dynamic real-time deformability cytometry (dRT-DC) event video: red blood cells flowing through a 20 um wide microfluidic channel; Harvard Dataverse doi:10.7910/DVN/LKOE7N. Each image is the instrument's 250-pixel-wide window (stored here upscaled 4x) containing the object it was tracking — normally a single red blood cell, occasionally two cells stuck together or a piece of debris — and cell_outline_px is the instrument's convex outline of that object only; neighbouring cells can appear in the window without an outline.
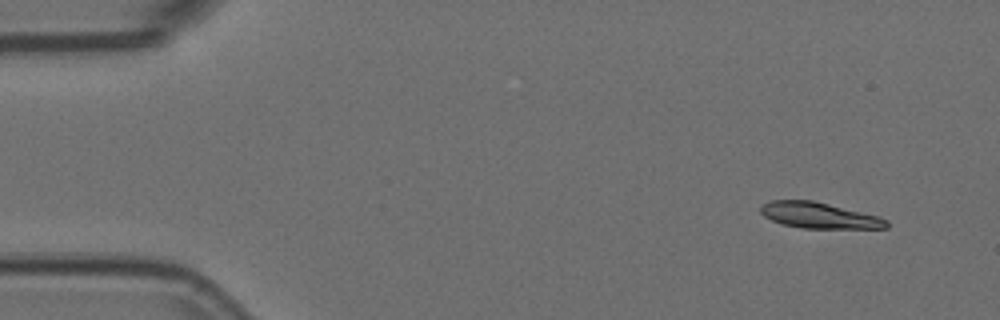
{"species": "Egyptian fruit bat (a non-hibernating species)", "species_latin": "Rousettus aegyptiacus", "temperature_condition": "room temperature", "stored_images_in_passage": 51, "camera_frame_rate_fps": 3000, "um_per_image_px": 0.085, "animal": {"sex": "female"}, "frame": {"image": 1, "passage_image": 1, "time_ms": 0.0, "image_size_px": [1000, 320], "cell_outline_px": [[888, 228], [804, 228], [784, 224], [772, 220], [764, 216], [760, 212], [760, 208], [764, 204], [772, 200], [812, 200], [880, 216], [888, 220]], "centroid_in_image_um": [69.66, 18.3], "position_along_channel_um": 15.3, "area_um2": 18.84}}
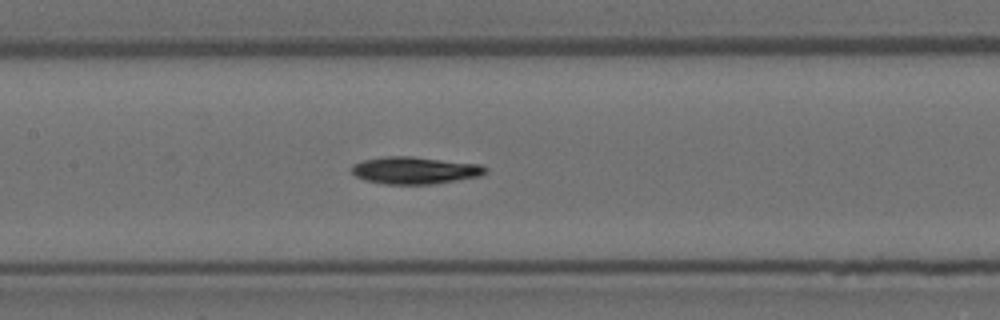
{"frame": {"image": 2, "passage_image": 22, "time_ms": 7.0, "image_size_px": [1000, 320], "cell_outline_px": [[488, 168], [480, 176], [432, 184], [384, 184], [368, 180], [356, 176], [352, 172], [352, 164], [364, 160], [388, 156], [412, 156], [480, 164]], "centroid_in_image_um": [35.27, 14.47], "position_along_channel_um": 172.1, "area_um2": 20.98}}
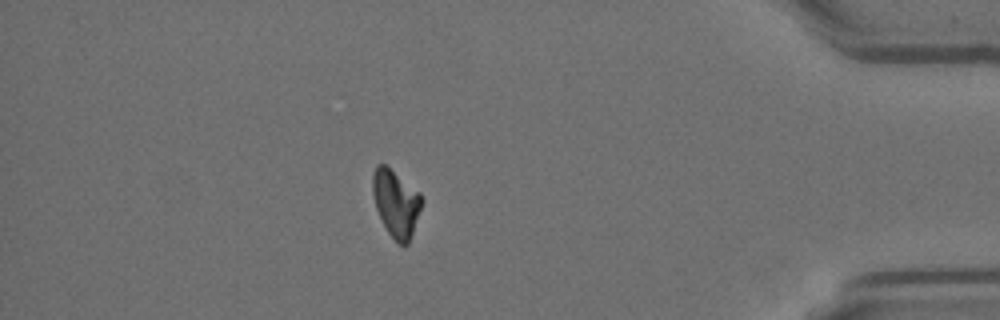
{"frame": {"image": 3, "passage_image": 44, "time_ms": 14.333, "image_size_px": [1000, 320], "cell_outline_px": [[424, 200], [408, 244], [396, 244], [388, 232], [376, 208], [372, 192], [372, 172], [376, 164], [384, 164], [420, 192]], "centroid_in_image_um": [33.65, 17.26], "position_along_channel_um": 401.5, "area_um2": 19.13}, "authors_computed_cell_mechanics": {"area_um2": 20.3456, "velocity_mm_per_s": 3.7192, "shape_relaxation_time_tau1_ms": 6.0791, "shape_relaxation_time_tau2_ms": null, "deformation_change_tau1": 0.1738, "deformation_change_tau2": null}}